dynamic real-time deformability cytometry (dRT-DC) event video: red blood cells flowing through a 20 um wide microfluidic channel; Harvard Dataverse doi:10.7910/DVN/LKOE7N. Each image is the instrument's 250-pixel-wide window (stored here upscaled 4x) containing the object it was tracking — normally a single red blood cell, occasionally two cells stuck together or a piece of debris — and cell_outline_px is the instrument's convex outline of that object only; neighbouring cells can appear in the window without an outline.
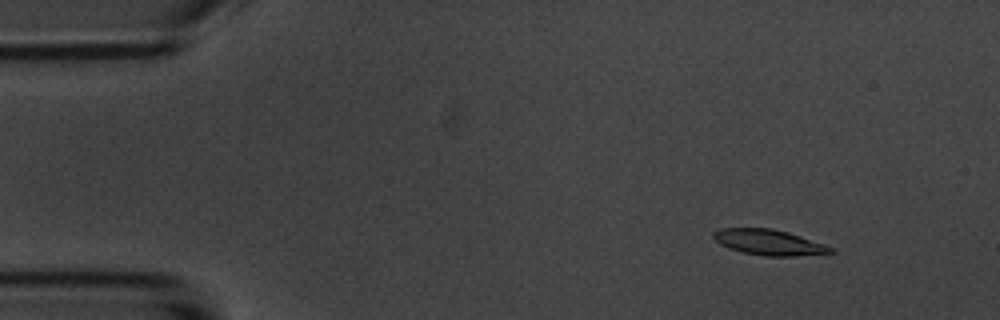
{"species": "common noctule bat (a hibernating species)", "species_latin": "Nyctalus noctula", "temperature_condition": "room temperature", "stored_images_in_passage": 6, "camera_frame_rate_fps": 3000, "um_per_image_px": 0.085, "animal": {"sex": "male", "body_mass_g": 20.1, "forearm_length_mm": 53.5}, "frame": {"image": 1, "passage_image": 2, "time_ms": 1.0, "image_size_px": [1000, 320], "cell_outline_px": [[836, 252], [796, 256], [764, 256], [744, 252], [728, 248], [720, 244], [712, 236], [712, 232], [720, 228], [772, 228], [788, 232], [824, 244], [832, 248]], "centroid_in_image_um": [65.33, 20.59], "position_along_channel_um": 19.7, "area_um2": 17.4}}
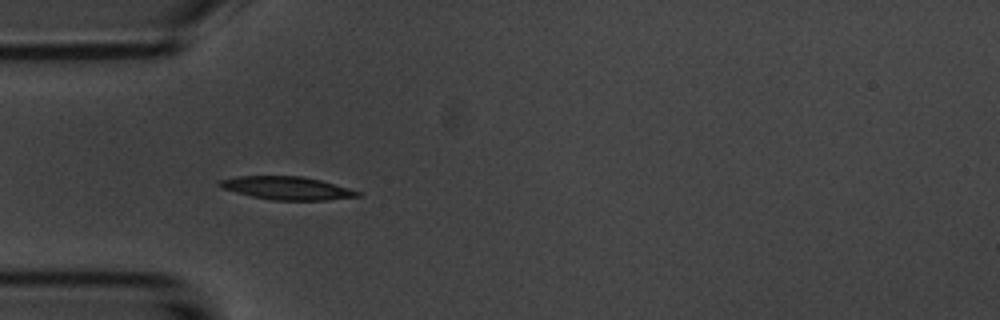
{"frame": {"image": 2, "passage_image": 5, "time_ms": 4.333, "image_size_px": [1000, 320], "cell_outline_px": [[360, 196], [328, 200], [272, 200], [252, 196], [236, 192], [224, 188], [216, 184], [220, 180], [236, 176], [304, 176], [320, 180], [348, 188], [360, 192]], "centroid_in_image_um": [24.38, 15.98], "position_along_channel_um": 60.6, "area_um2": 18.38}}